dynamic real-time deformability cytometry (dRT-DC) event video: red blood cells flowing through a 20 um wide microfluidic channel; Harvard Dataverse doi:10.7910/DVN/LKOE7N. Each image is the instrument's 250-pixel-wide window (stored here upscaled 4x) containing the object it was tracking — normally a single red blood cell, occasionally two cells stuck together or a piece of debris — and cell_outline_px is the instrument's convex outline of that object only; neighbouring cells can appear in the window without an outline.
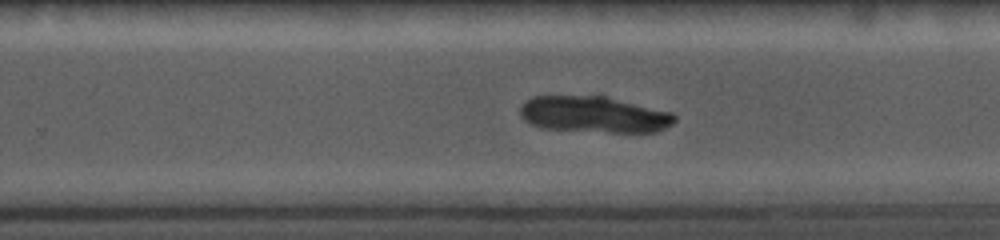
{"species": "common noctule bat (a hibernating species)", "species_latin": "Nyctalus noctula", "temperature_condition": "cold", "stored_images_in_passage": 94, "camera_frame_rate_fps": 5000, "um_per_image_px": 0.085, "animal": {"sex": "female", "body_mass_g": 19.0, "forearm_length_mm": 56.7}, "frame": {"image": 1, "passage_image": 72, "time_ms": 11.0, "image_size_px": [1000, 240], "cell_outline_px": [[676, 120], [672, 124], [656, 132], [612, 132], [544, 128], [528, 124], [520, 116], [520, 108], [532, 96], [604, 96], [672, 112], [676, 116]], "centroid_in_image_um": [50.49, 9.73], "position_along_channel_um": 279.3, "area_um2": 32.48}}
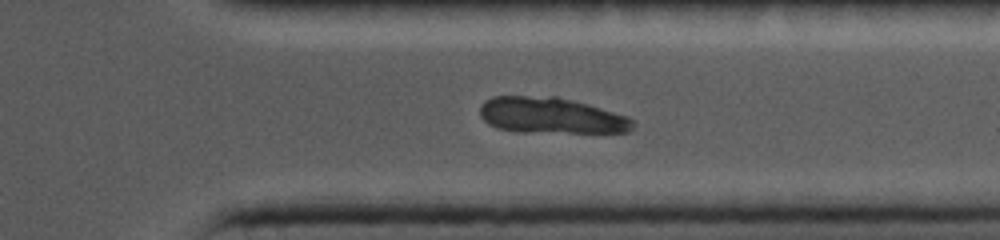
{"frame": {"image": 2, "passage_image": 83, "time_ms": 13.2, "image_size_px": [1000, 240], "cell_outline_px": [[636, 124], [628, 132], [520, 132], [496, 128], [488, 124], [480, 116], [480, 104], [484, 100], [492, 96], [556, 96], [588, 104], [628, 116], [636, 120]], "centroid_in_image_um": [46.83, 9.81], "position_along_channel_um": 364.6, "area_um2": 32.43}}
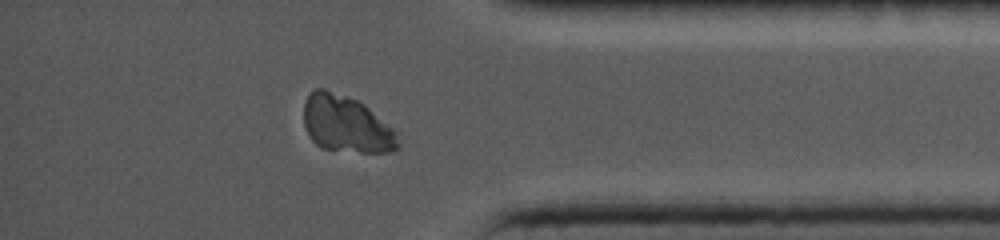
{"frame": {"image": 3, "passage_image": 90, "time_ms": 14.4, "image_size_px": [1000, 240], "cell_outline_px": [[400, 148], [388, 152], [360, 152], [324, 148], [316, 144], [308, 136], [304, 124], [304, 100], [316, 88], [324, 88], [348, 96], [364, 104], [400, 132]], "centroid_in_image_um": [29.48, 10.56], "position_along_channel_um": 405.7, "area_um2": 31.62}}